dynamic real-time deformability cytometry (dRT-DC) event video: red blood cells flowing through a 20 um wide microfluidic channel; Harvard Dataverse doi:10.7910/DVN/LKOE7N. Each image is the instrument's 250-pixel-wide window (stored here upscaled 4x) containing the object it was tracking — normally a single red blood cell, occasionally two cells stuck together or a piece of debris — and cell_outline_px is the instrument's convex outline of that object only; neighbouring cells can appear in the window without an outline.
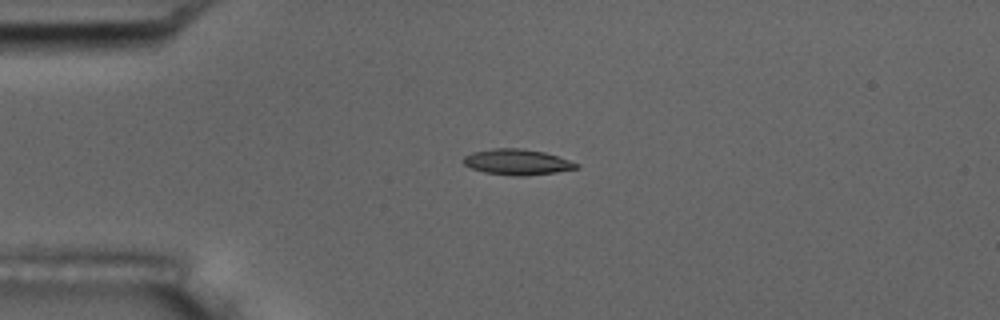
{"species": "common noctule bat (a hibernating species)", "species_latin": "Nyctalus noctula", "temperature_condition": "room temperature", "stored_images_in_passage": 4, "camera_frame_rate_fps": 3000, "um_per_image_px": 0.085, "animal": {"sex": "male", "body_mass_g": 17.5, "forearm_length_mm": 52.3}, "frame": {"image": 1, "passage_image": 3, "time_ms": 2.333, "image_size_px": [1000, 320], "cell_outline_px": [[580, 168], [556, 172], [524, 176], [512, 176], [484, 172], [472, 168], [464, 164], [460, 160], [464, 156], [472, 152], [492, 148], [524, 148], [544, 152], [580, 164]], "centroid_in_image_um": [43.94, 13.77], "position_along_channel_um": 41.1, "area_um2": 17.05}}